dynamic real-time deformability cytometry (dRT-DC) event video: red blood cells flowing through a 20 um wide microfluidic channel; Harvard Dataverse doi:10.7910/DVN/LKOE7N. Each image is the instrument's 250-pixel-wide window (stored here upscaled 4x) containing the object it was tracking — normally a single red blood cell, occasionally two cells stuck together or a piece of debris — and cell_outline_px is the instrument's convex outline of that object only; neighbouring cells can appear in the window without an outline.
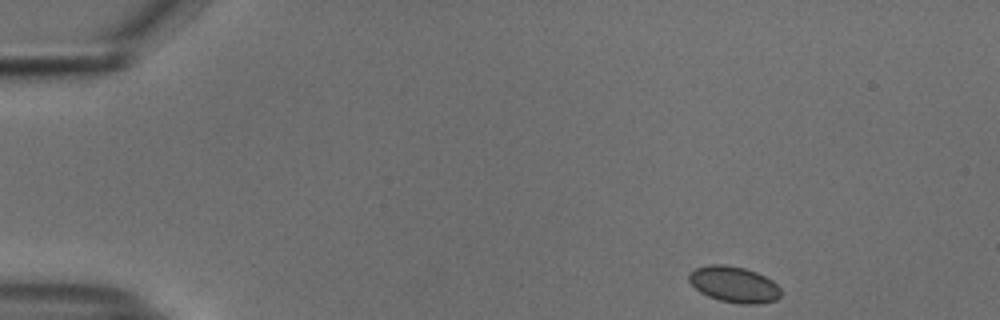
{"species": "common noctule bat (a hibernating species)", "species_latin": "Nyctalus noctula", "temperature_condition": "cold", "stored_images_in_passage": 48, "camera_frame_rate_fps": 3000, "um_per_image_px": 0.085, "animal": {"sex": "male", "body_mass_g": 18.8}, "frame": {"image": 1, "passage_image": 1, "time_ms": 0.0, "image_size_px": [1000, 320], "cell_outline_px": [[780, 296], [776, 300], [756, 304], [740, 304], [720, 300], [708, 296], [700, 292], [688, 280], [688, 276], [696, 268], [712, 264], [724, 264], [744, 268], [756, 272], [772, 280], [780, 288]], "centroid_in_image_um": [62.4, 24.18], "position_along_channel_um": 22.6, "area_um2": 19.13}}
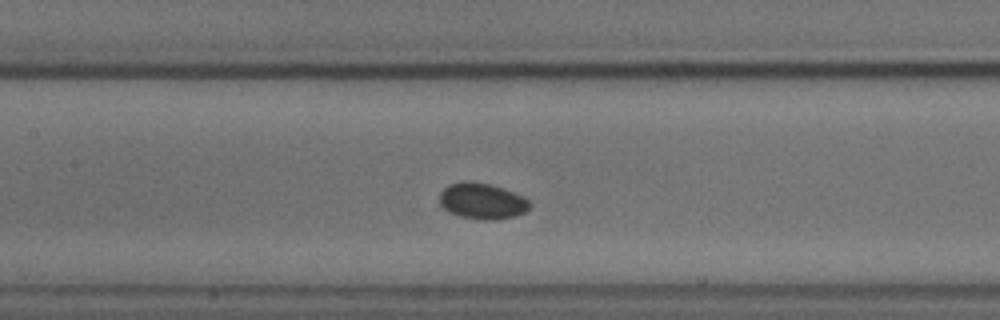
{"frame": {"image": 2, "passage_image": 20, "time_ms": 6.333, "image_size_px": [1000, 320], "cell_outline_px": [[532, 204], [524, 212], [516, 216], [492, 220], [480, 220], [460, 216], [448, 212], [440, 204], [440, 192], [448, 184], [464, 180], [468, 180], [492, 184], [504, 188], [524, 196], [532, 200]], "centroid_in_image_um": [41.0, 17.07], "position_along_channel_um": 166.4, "area_um2": 19.36}}
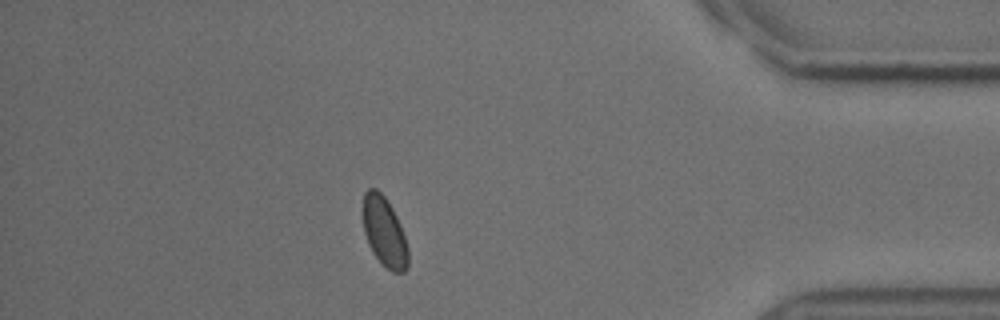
{"frame": {"image": 3, "passage_image": 42, "time_ms": 13.667, "image_size_px": [1000, 320], "cell_outline_px": [[408, 264], [404, 272], [392, 272], [372, 252], [368, 244], [364, 232], [360, 208], [364, 192], [368, 188], [376, 188], [384, 196], [392, 208], [400, 224], [408, 248]], "centroid_in_image_um": [32.62, 19.65], "position_along_channel_um": 402.6, "area_um2": 18.55}}